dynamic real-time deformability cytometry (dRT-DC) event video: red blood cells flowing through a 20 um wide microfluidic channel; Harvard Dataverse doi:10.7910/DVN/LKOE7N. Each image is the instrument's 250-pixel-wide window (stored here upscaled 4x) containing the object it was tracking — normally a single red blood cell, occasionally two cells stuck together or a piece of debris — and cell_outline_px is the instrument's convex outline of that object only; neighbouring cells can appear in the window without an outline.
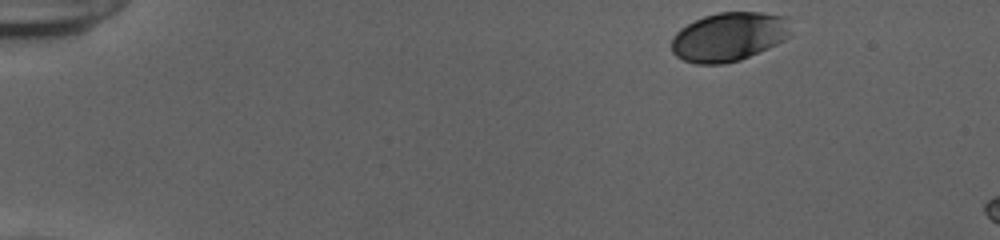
{"species": "human", "species_latin": "Homo sapiens", "temperature_condition": "cold", "stored_images_in_passage": 48, "camera_frame_rate_fps": 3000, "um_per_image_px": 0.085, "donor": {"sex": "female"}, "frame": {"image": 1, "passage_image": 1, "time_ms": 0.0, "image_size_px": [1000, 240], "cell_outline_px": [[788, 36], [784, 40], [768, 48], [740, 60], [724, 64], [696, 64], [684, 60], [676, 56], [672, 52], [672, 36], [680, 28], [704, 16], [720, 12], [760, 12], [788, 16]], "centroid_in_image_um": [61.93, 3.12], "position_along_channel_um": 23.1, "area_um2": 33.93}}
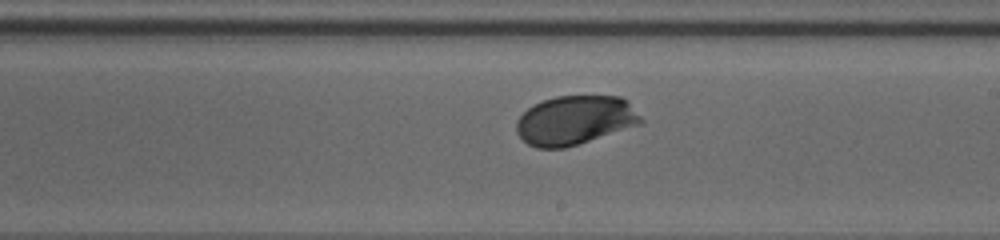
{"frame": {"image": 2, "passage_image": 27, "time_ms": 8.667, "image_size_px": [1000, 240], "cell_outline_px": [[644, 124], [564, 148], [536, 148], [528, 144], [516, 132], [516, 120], [528, 108], [544, 100], [556, 96], [620, 96], [644, 120]], "centroid_in_image_um": [48.87, 10.23], "position_along_channel_um": 240.1, "area_um2": 35.43}}
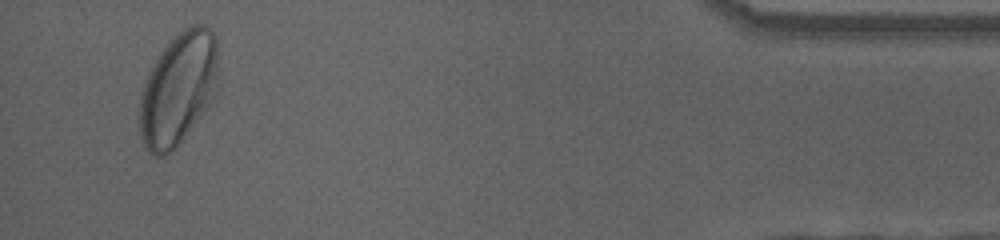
{"frame": {"image": 3, "passage_image": 46, "time_ms": 15.0, "image_size_px": [1000, 240], "cell_outline_px": [[216, 80], [208, 104], [204, 112], [180, 144], [172, 152], [164, 156], [156, 156], [148, 152], [144, 148], [140, 136], [140, 92], [144, 80], [152, 64], [160, 52], [184, 28], [196, 24], [204, 24], [216, 36]], "centroid_in_image_um": [15.09, 7.6], "position_along_channel_um": 420.1, "area_um2": 51.27}, "authors_computed_cell_mechanics": {"area_um2": 35.6337, "velocity_mm_per_s": 3.8107, "shape_relaxation_time_tau1_ms": 2.6224, "shape_relaxation_time_tau2_ms": null, "deformation_change_tau1": 0.1031, "deformation_change_tau2": null}}